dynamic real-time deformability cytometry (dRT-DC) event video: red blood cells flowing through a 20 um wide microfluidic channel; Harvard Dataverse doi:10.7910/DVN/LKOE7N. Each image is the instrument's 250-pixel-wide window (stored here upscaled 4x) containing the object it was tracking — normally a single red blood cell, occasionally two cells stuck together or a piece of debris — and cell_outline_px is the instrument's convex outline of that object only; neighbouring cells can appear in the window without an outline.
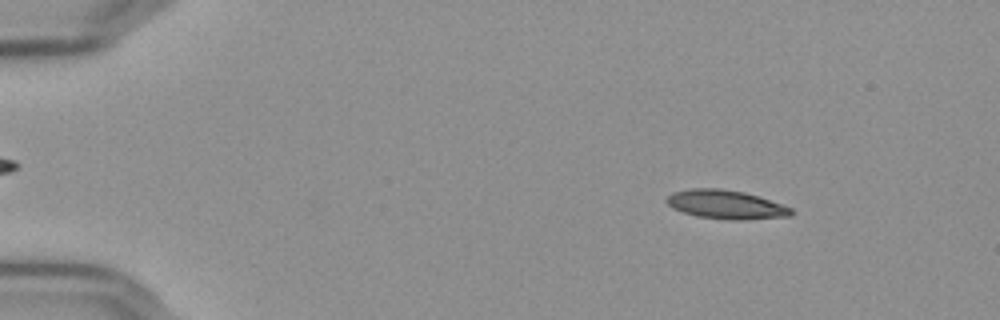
{"species": "Egyptian fruit bat (a non-hibernating species)", "species_latin": "Rousettus aegyptiacus", "temperature_condition": "cold", "stored_images_in_passage": 56, "camera_frame_rate_fps": 3000, "um_per_image_px": 0.085, "frame": {"image": 1, "passage_image": 8, "time_ms": 2.333, "image_size_px": [1000, 320], "cell_outline_px": [[792, 216], [744, 220], [728, 220], [696, 216], [672, 208], [664, 200], [672, 192], [692, 188], [720, 188], [744, 192], [792, 208]], "centroid_in_image_um": [61.66, 17.39], "position_along_channel_um": 23.3, "area_um2": 20.87}}
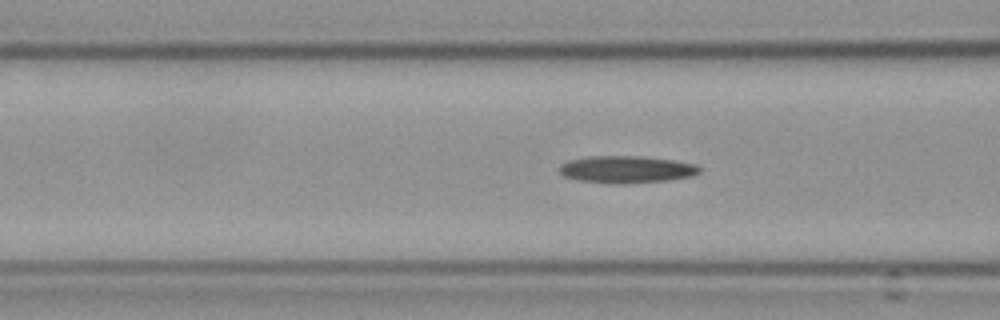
{"frame": {"image": 2, "passage_image": 23, "time_ms": 7.333, "image_size_px": [1000, 320], "cell_outline_px": [[700, 172], [692, 176], [664, 180], [624, 184], [608, 184], [580, 180], [564, 176], [560, 172], [560, 164], [568, 160], [592, 156], [640, 156], [672, 160], [696, 164], [700, 168]], "centroid_in_image_um": [53.23, 14.4], "position_along_channel_um": 113.4, "area_um2": 22.08}}
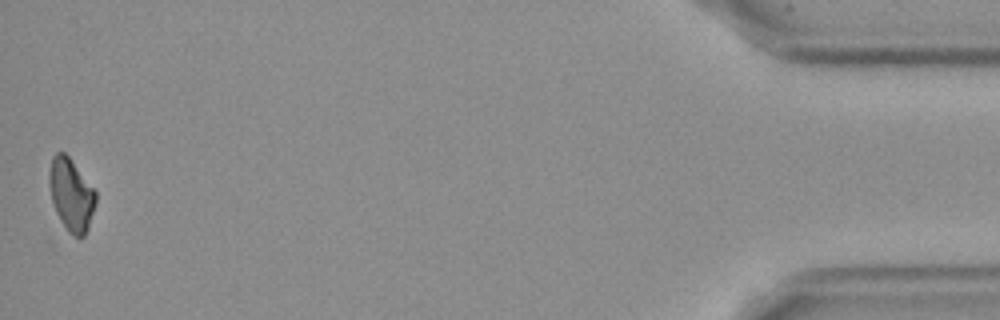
{"frame": {"image": 3, "passage_image": 56, "time_ms": 18.333, "image_size_px": [1000, 320], "cell_outline_px": [[96, 204], [88, 228], [84, 236], [72, 236], [68, 232], [60, 220], [56, 212], [52, 200], [52, 156], [56, 152], [64, 152], [68, 156], [96, 192]], "centroid_in_image_um": [6.11, 16.61], "position_along_channel_um": 429.1, "area_um2": 18.79}}